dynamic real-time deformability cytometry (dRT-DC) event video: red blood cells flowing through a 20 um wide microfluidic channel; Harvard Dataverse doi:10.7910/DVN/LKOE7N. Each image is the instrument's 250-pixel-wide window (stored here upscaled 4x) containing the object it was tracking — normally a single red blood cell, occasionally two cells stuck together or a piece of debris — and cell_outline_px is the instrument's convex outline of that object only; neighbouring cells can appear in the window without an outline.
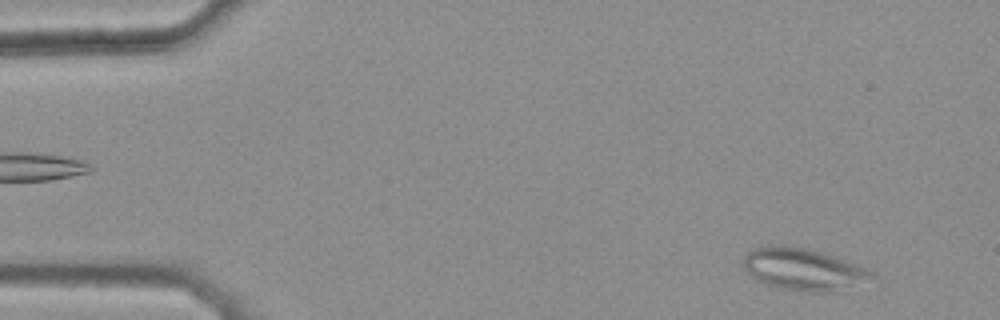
{"species": "common noctule bat (a hibernating species)", "species_latin": "Nyctalus noctula", "temperature_condition": "warm", "stored_images_in_passage": 41, "camera_frame_rate_fps": 3000, "um_per_image_px": 0.085, "animal": {"sex": "female", "body_mass_g": 25.1}, "frame": {"image": 1, "passage_image": 2, "time_ms": 0.333, "image_size_px": [1000, 320], "cell_outline_px": [[872, 276], [836, 292], [808, 292], [784, 288], [764, 284], [752, 276], [744, 268], [744, 256], [748, 252], [756, 248], [768, 244], [784, 244], [808, 248], [844, 260], [864, 268], [872, 272]], "centroid_in_image_um": [68.18, 22.86], "position_along_channel_um": 16.8, "area_um2": 30.75}}
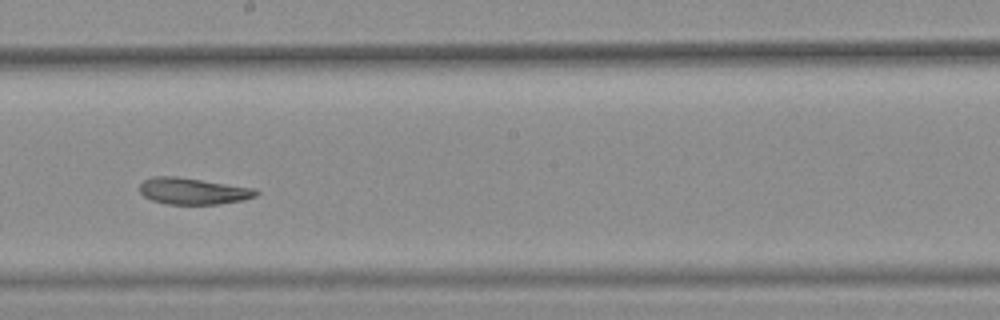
{"frame": {"image": 2, "passage_image": 27, "time_ms": 8.667, "image_size_px": [1000, 320], "cell_outline_px": [[260, 192], [256, 196], [244, 200], [216, 204], [168, 204], [152, 200], [144, 196], [140, 192], [140, 184], [144, 180], [152, 176], [176, 176], [256, 188]], "centroid_in_image_um": [16.43, 16.24], "position_along_channel_um": 231.8, "area_um2": 18.03}}
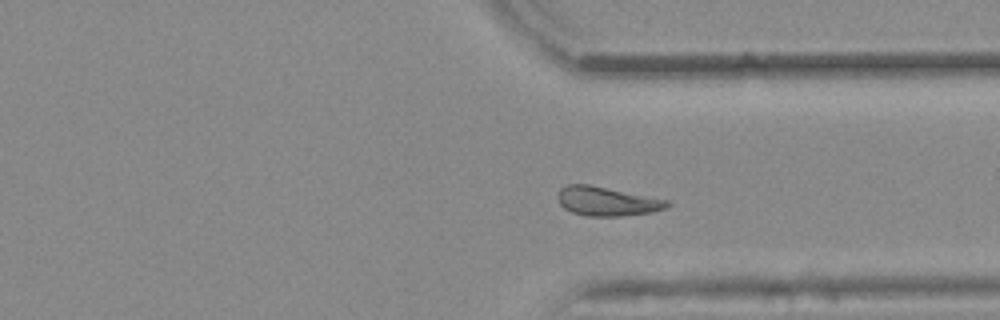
{"frame": {"image": 3, "passage_image": 37, "time_ms": 12.0, "image_size_px": [1000, 320], "cell_outline_px": [[672, 204], [664, 208], [652, 212], [620, 216], [584, 216], [572, 212], [564, 208], [560, 204], [556, 196], [560, 188], [568, 184], [588, 184], [668, 200]], "centroid_in_image_um": [51.55, 17.11], "position_along_channel_um": 359.9, "area_um2": 18.5}, "authors_computed_cell_mechanics": {"area_um2": 19.1318, "velocity_mm_per_s": 3.8207, "shape_relaxation_time_tau1_ms": null, "shape_relaxation_time_tau2_ms": 6.8324, "deformation_change_tau1": null, "deformation_change_tau2": 0.1417}}